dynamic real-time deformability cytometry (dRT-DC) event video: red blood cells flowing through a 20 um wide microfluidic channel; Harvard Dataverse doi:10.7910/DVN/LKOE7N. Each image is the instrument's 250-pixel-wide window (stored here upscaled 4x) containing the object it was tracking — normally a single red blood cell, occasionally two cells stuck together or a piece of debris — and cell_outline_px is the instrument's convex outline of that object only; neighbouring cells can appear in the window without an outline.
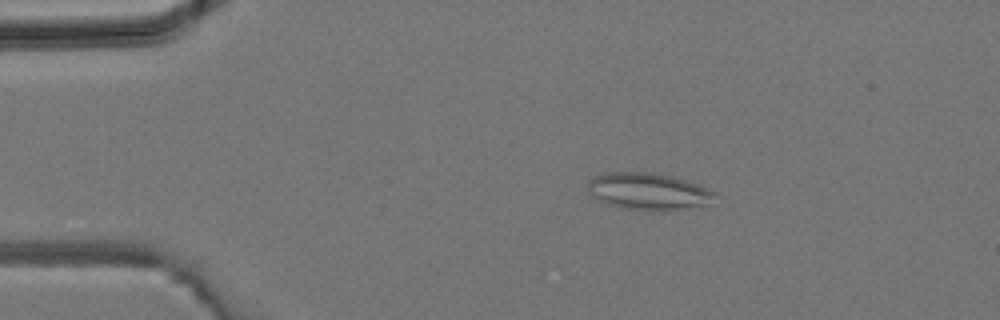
{"species": "common noctule bat (a hibernating species)", "species_latin": "Nyctalus noctula", "temperature_condition": "room temperature", "stored_images_in_passage": 39, "camera_frame_rate_fps": 3000, "um_per_image_px": 0.085, "animal": {"sex": "male", "body_mass_g": 19.2, "forearm_length_mm": 51.8}, "frame": {"image": 1, "passage_image": 4, "time_ms": 1.0, "image_size_px": [1000, 320], "cell_outline_px": [[716, 196], [708, 204], [680, 208], [624, 208], [608, 204], [592, 196], [588, 188], [588, 180], [604, 172], [652, 172], [672, 176], [708, 188], [716, 192]], "centroid_in_image_um": [55.07, 16.21], "position_along_channel_um": 29.9, "area_um2": 26.41}}
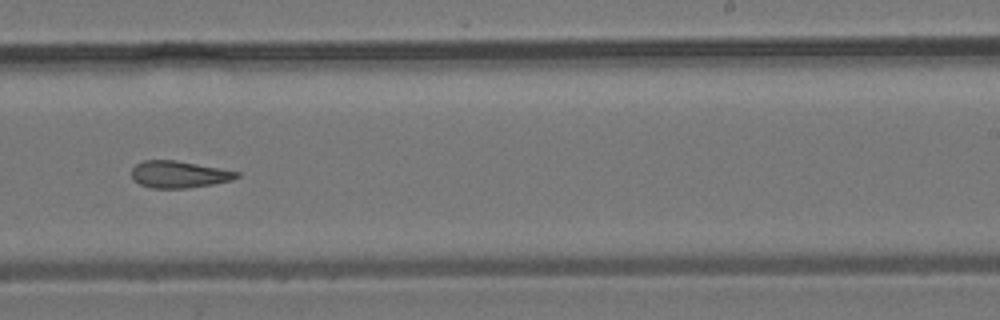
{"frame": {"image": 2, "passage_image": 23, "time_ms": 7.333, "image_size_px": [1000, 320], "cell_outline_px": [[240, 176], [232, 180], [212, 184], [188, 188], [152, 188], [140, 184], [132, 180], [132, 168], [136, 164], [144, 160], [176, 160], [220, 168], [240, 172]], "centroid_in_image_um": [15.21, 14.82], "position_along_channel_um": 273.8, "area_um2": 16.53}}
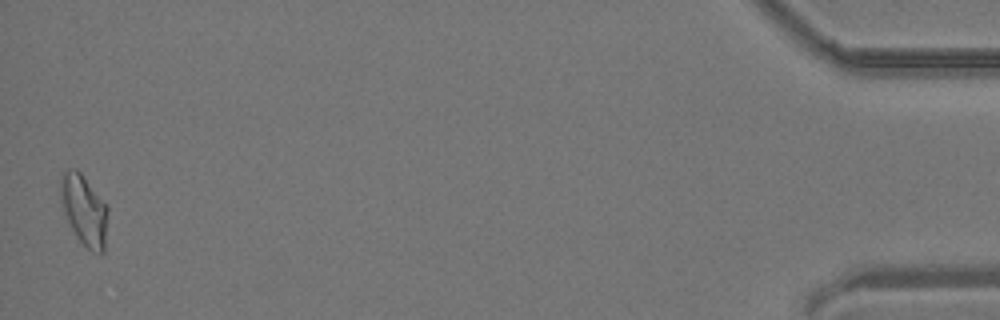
{"frame": {"image": 3, "passage_image": 39, "time_ms": 12.667, "image_size_px": [1000, 320], "cell_outline_px": [[108, 212], [104, 252], [100, 256], [92, 252], [80, 240], [72, 228], [68, 220], [60, 200], [60, 180], [64, 172], [68, 168], [76, 168], [80, 172], [108, 208]], "centroid_in_image_um": [7.16, 17.87], "position_along_channel_um": 428.0, "area_um2": 19.13}}